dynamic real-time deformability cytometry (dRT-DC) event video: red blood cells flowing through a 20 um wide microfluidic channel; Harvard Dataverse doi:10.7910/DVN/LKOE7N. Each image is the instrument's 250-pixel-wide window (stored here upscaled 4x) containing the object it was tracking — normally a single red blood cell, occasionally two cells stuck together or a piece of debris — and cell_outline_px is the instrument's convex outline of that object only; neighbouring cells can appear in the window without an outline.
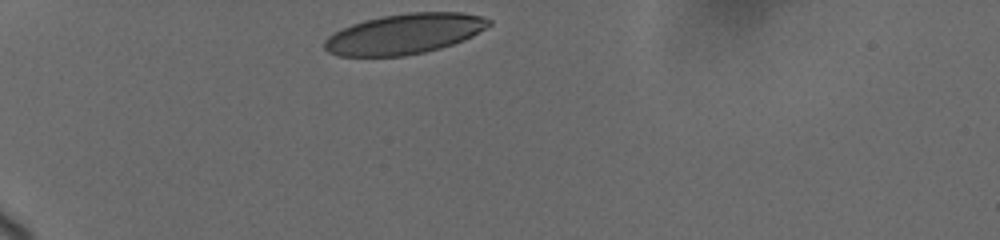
{"species": "human", "species_latin": "Homo sapiens", "temperature_condition": "cold", "stored_images_in_passage": 28, "camera_frame_rate_fps": 3000, "um_per_image_px": 0.085, "donor": {"sex": "female"}, "frame": {"image": 1, "passage_image": 1, "time_ms": 0.0, "image_size_px": [1000, 240], "cell_outline_px": [[492, 24], [472, 36], [464, 40], [440, 48], [424, 52], [404, 56], [340, 56], [328, 52], [324, 48], [324, 40], [328, 36], [352, 24], [364, 20], [384, 16], [408, 12], [460, 12], [480, 16], [492, 20]], "centroid_in_image_um": [34.39, 2.88], "position_along_channel_um": 50.6, "area_um2": 38.44}}
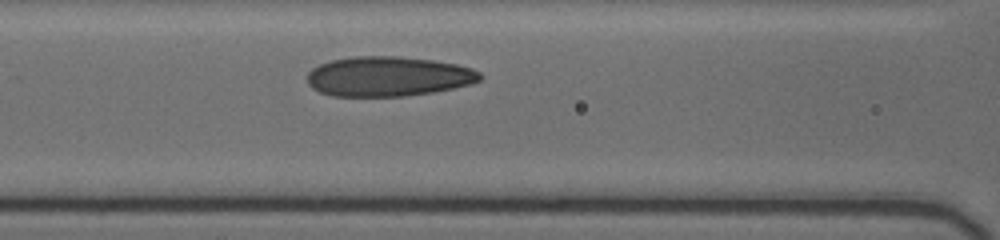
{"frame": {"image": 2, "passage_image": 16, "time_ms": 3.333, "image_size_px": [1000, 240], "cell_outline_px": [[480, 80], [468, 84], [452, 88], [432, 92], [404, 96], [332, 96], [320, 92], [312, 88], [308, 84], [308, 72], [312, 68], [320, 64], [332, 60], [356, 56], [400, 56], [432, 60], [456, 64], [472, 68], [480, 72]], "centroid_in_image_um": [32.97, 6.49], "position_along_channel_um": 133.6, "area_um2": 39.94}}
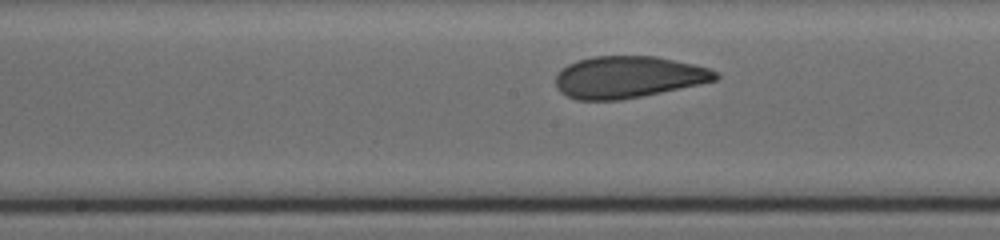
{"frame": {"image": 3, "passage_image": 23, "time_ms": 5.0, "image_size_px": [1000, 240], "cell_outline_px": [[720, 76], [716, 80], [700, 84], [620, 100], [576, 100], [560, 92], [556, 88], [556, 76], [568, 64], [576, 60], [592, 56], [656, 56], [692, 64], [708, 68], [716, 72]], "centroid_in_image_um": [53.37, 6.55], "position_along_channel_um": 194.8, "area_um2": 38.73}}